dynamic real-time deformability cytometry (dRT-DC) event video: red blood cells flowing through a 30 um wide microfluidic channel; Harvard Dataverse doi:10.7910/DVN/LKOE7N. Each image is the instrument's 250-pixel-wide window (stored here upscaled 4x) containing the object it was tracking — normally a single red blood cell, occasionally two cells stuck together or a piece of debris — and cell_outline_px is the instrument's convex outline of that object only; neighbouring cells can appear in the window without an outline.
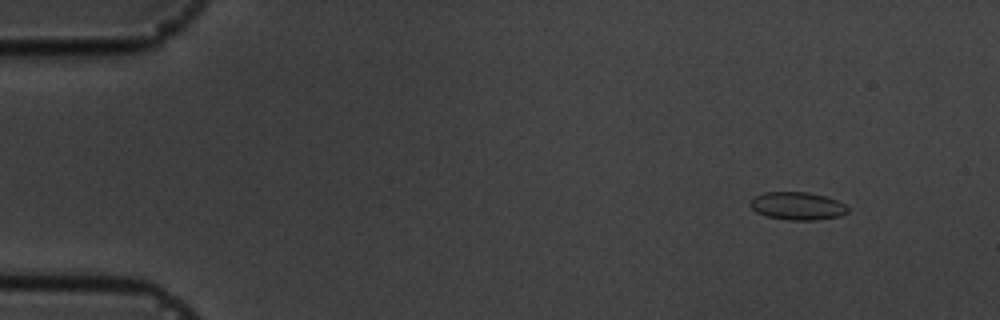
{"species": "common noctule bat (a hibernating species)", "species_latin": "Nyctalus noctula", "temperature_condition": "cold", "stored_images_in_passage": 4, "camera_frame_rate_fps": 3000, "um_per_image_px": 0.085, "animal": {"sex": "male", "body_mass_g": 19.5, "forearm_length_mm": 54.6}, "frame": {"image": 1, "passage_image": 1, "time_ms": 0.0, "image_size_px": [1000, 320], "cell_outline_px": [[848, 212], [840, 216], [816, 220], [788, 220], [768, 216], [756, 212], [748, 204], [752, 196], [764, 192], [808, 192], [824, 196], [836, 200], [844, 204], [848, 208]], "centroid_in_image_um": [67.74, 17.5], "position_along_channel_um": 17.3, "area_um2": 15.9}}
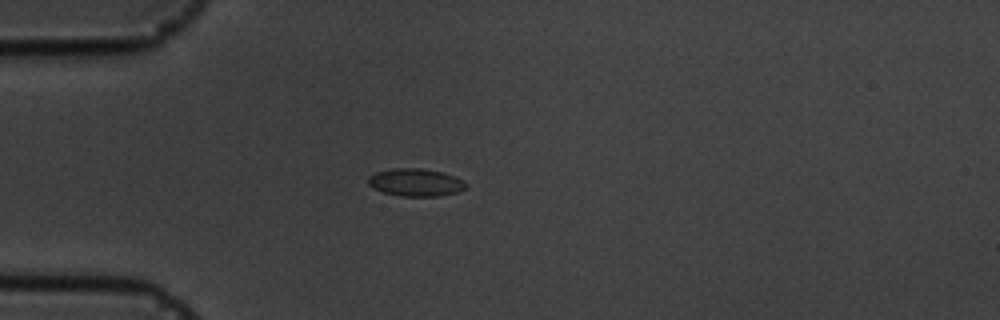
{"frame": {"image": 2, "passage_image": 4, "time_ms": 3.333, "image_size_px": [1000, 320], "cell_outline_px": [[468, 184], [464, 188], [456, 192], [440, 196], [400, 196], [384, 192], [368, 184], [368, 176], [376, 172], [392, 168], [420, 168], [444, 172], [456, 176], [464, 180]], "centroid_in_image_um": [35.36, 15.49], "position_along_channel_um": 49.6, "area_um2": 15.78}}